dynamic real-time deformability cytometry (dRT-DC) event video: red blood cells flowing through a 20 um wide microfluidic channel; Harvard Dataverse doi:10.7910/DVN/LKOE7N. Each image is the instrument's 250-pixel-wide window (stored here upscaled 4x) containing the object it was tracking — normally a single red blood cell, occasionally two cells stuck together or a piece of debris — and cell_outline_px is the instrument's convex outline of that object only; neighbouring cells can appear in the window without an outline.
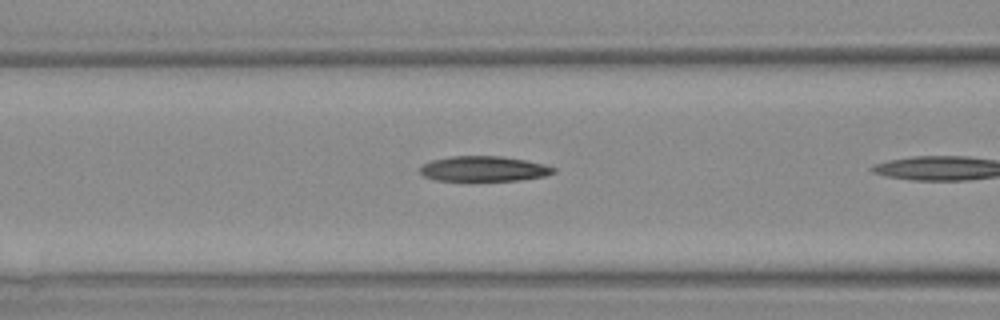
{"species": "Egyptian fruit bat (a non-hibernating species)", "species_latin": "Rousettus aegyptiacus", "temperature_condition": "warm", "stored_images_in_passage": 5, "camera_frame_rate_fps": 3000, "um_per_image_px": 0.085, "animal": {"sex": "female"}, "frame": {"image": 1, "passage_image": 4, "time_ms": 4.333, "image_size_px": [1000, 320], "cell_outline_px": [[556, 172], [544, 176], [520, 180], [436, 180], [424, 176], [420, 172], [420, 168], [424, 164], [432, 160], [452, 156], [500, 156], [524, 160], [544, 164], [556, 168]], "centroid_in_image_um": [41.14, 14.34], "position_along_channel_um": 125.5, "area_um2": 19.36}}